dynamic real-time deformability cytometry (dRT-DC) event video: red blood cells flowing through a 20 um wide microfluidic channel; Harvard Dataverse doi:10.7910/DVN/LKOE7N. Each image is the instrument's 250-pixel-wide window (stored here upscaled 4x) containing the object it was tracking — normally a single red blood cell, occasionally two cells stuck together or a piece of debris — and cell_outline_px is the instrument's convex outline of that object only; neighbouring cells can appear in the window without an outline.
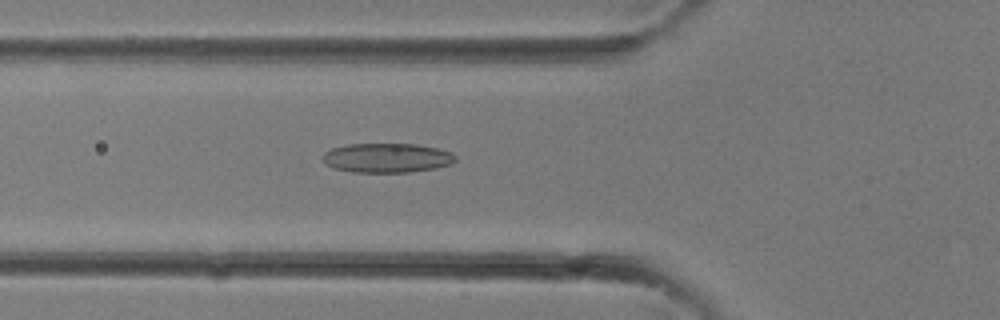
{"species": "common noctule bat (a hibernating species)", "species_latin": "Nyctalus noctula", "temperature_condition": "room temperature", "stored_images_in_passage": 32, "camera_frame_rate_fps": 3000, "um_per_image_px": 0.085, "animal": {"sex": "female"}, "frame": {"image": 1, "passage_image": 12, "time_ms": 3.667, "image_size_px": [1000, 320], "cell_outline_px": [[456, 160], [452, 164], [436, 168], [408, 172], [352, 172], [336, 168], [328, 164], [320, 156], [324, 152], [332, 148], [348, 144], [416, 144], [436, 148], [452, 152], [456, 156]], "centroid_in_image_um": [32.91, 13.41], "position_along_channel_um": 92.9, "area_um2": 22.72}}
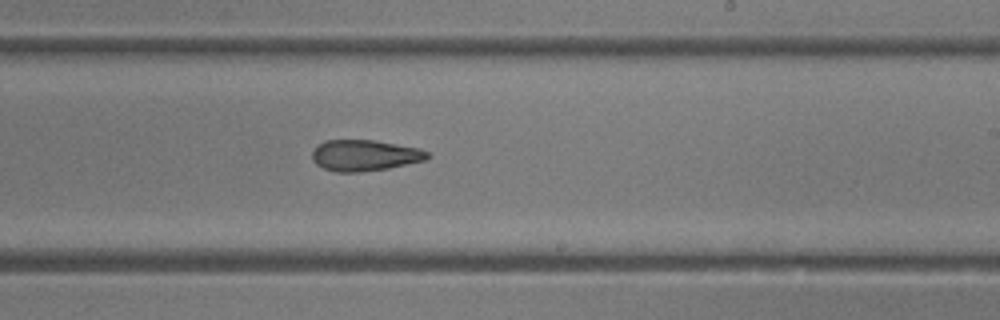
{"frame": {"image": 2, "passage_image": 20, "time_ms": 6.333, "image_size_px": [1000, 320], "cell_outline_px": [[432, 156], [428, 160], [388, 168], [360, 172], [336, 172], [324, 168], [316, 164], [312, 160], [312, 152], [316, 144], [324, 140], [372, 140], [420, 148], [428, 152]], "centroid_in_image_um": [31.0, 13.2], "position_along_channel_um": 258.0, "area_um2": 21.1}}
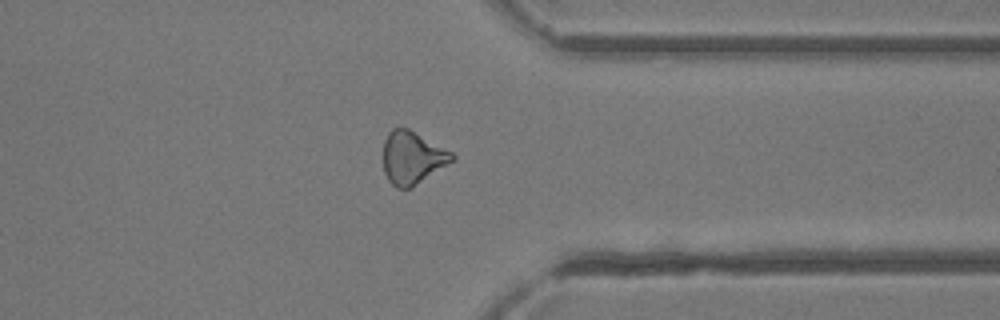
{"frame": {"image": 3, "passage_image": 26, "time_ms": 8.333, "image_size_px": [1000, 320], "cell_outline_px": [[456, 160], [412, 188], [396, 188], [388, 180], [384, 172], [384, 140], [388, 132], [392, 128], [408, 128], [452, 152], [456, 156]], "centroid_in_image_um": [35.07, 13.42], "position_along_channel_um": 376.3, "area_um2": 21.33}}